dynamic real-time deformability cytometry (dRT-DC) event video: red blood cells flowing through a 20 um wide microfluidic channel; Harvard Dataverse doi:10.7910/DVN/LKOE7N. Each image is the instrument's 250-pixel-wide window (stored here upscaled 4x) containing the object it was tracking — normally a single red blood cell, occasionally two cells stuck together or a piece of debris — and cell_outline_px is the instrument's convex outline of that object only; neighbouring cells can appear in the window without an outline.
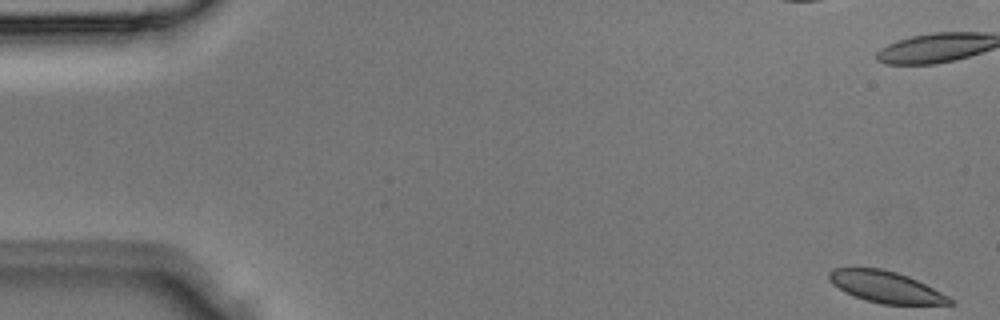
{"species": "Egyptian fruit bat (a non-hibernating species)", "species_latin": "Rousettus aegyptiacus", "temperature_condition": "room temperature", "stored_images_in_passage": 5, "camera_frame_rate_fps": 3000, "um_per_image_px": 0.085, "animal": {"sex": "male"}, "frame": {"image": 1, "passage_image": 1, "time_ms": 0.0, "image_size_px": [1000, 320], "cell_outline_px": [[956, 304], [880, 304], [864, 300], [844, 292], [832, 284], [828, 276], [828, 272], [832, 268], [880, 268], [896, 272], [908, 276], [956, 300]], "centroid_in_image_um": [75.27, 24.4], "position_along_channel_um": 9.7, "area_um2": 22.08}}